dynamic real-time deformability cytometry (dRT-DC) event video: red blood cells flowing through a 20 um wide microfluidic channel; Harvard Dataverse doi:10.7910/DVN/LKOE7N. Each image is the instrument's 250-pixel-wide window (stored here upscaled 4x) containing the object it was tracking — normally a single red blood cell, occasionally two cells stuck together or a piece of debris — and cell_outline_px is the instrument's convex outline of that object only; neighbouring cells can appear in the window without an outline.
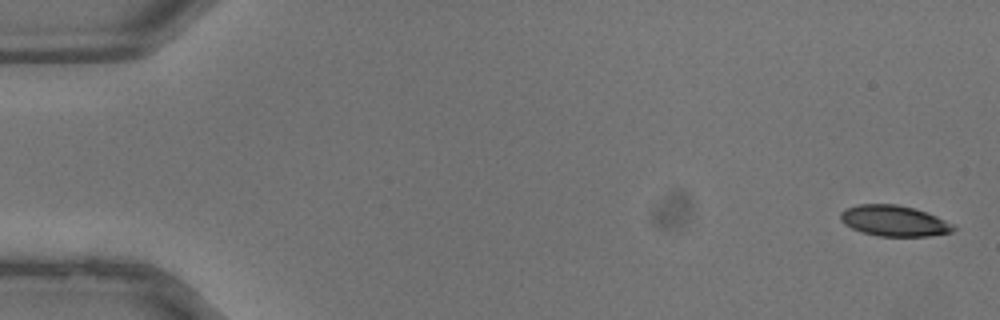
{"species": "common noctule bat (a hibernating species)", "species_latin": "Nyctalus noctula", "temperature_condition": "warm", "stored_images_in_passage": 37, "camera_frame_rate_fps": 3000, "um_per_image_px": 0.085, "animal": {"sex": "male", "body_mass_g": 13.3}, "frame": {"image": 1, "passage_image": 1, "time_ms": 0.0, "image_size_px": [1000, 320], "cell_outline_px": [[956, 228], [952, 232], [928, 236], [880, 236], [860, 232], [844, 224], [840, 220], [840, 212], [848, 208], [860, 204], [896, 204], [912, 208], [936, 216], [952, 224]], "centroid_in_image_um": [75.97, 18.78], "position_along_channel_um": 9.0, "area_um2": 20.06}}
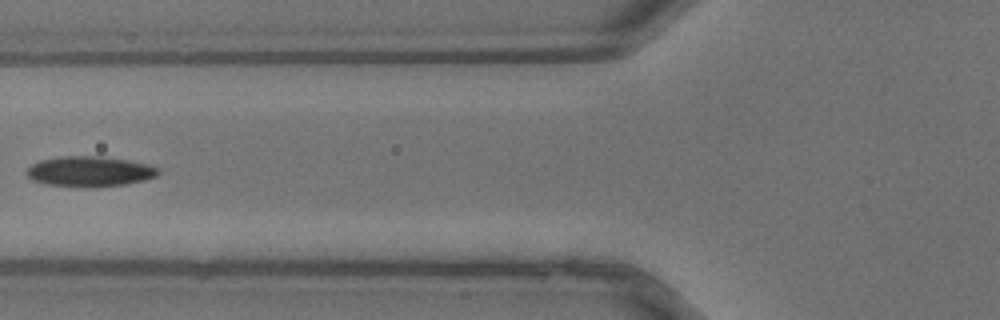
{"frame": {"image": 2, "passage_image": 15, "time_ms": 4.667, "image_size_px": [1000, 320], "cell_outline_px": [[160, 172], [156, 176], [144, 180], [124, 184], [96, 188], [44, 184], [32, 180], [24, 172], [32, 164], [40, 160], [60, 156], [100, 156], [128, 160], [148, 164], [160, 168]], "centroid_in_image_um": [7.62, 14.57], "position_along_channel_um": 118.2, "area_um2": 23.47}}
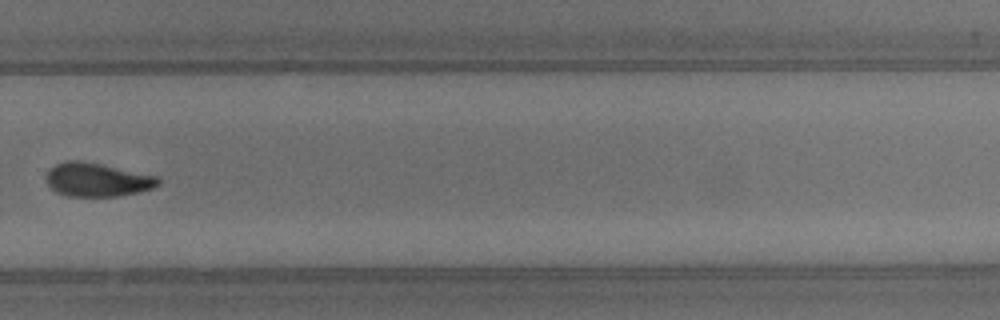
{"frame": {"image": 3, "passage_image": 26, "time_ms": 8.333, "image_size_px": [1000, 320], "cell_outline_px": [[160, 184], [152, 188], [136, 192], [116, 196], [68, 196], [56, 192], [44, 180], [48, 172], [56, 164], [68, 160], [80, 160], [100, 164], [156, 176], [160, 180]], "centroid_in_image_um": [8.22, 15.28], "position_along_channel_um": 321.6, "area_um2": 21.62}}